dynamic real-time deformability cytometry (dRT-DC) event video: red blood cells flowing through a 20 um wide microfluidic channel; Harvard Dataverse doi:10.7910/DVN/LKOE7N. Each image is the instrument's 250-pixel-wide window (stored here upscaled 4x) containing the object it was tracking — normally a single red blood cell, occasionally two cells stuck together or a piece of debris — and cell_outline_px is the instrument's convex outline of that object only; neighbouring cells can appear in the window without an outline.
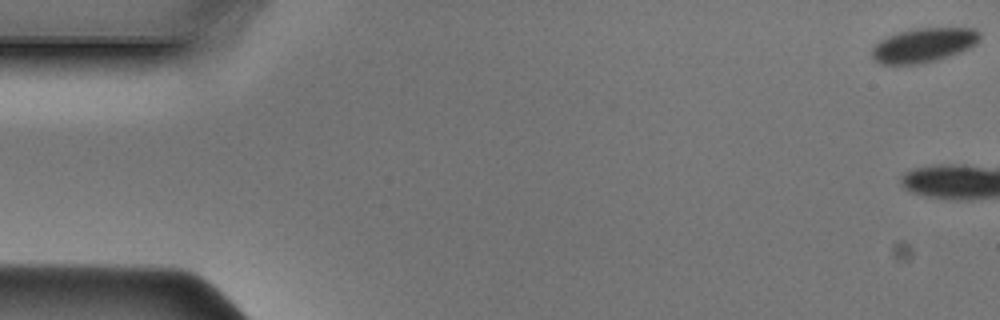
{"species": "Egyptian fruit bat (a non-hibernating species)", "species_latin": "Rousettus aegyptiacus", "temperature_condition": "cold", "stored_images_in_passage": 6, "camera_frame_rate_fps": 3000, "um_per_image_px": 0.085, "animal": {"sex": "male"}, "frame": {"image": 1, "passage_image": 1, "time_ms": 0.0, "image_size_px": [1000, 320], "cell_outline_px": [[980, 36], [976, 44], [960, 52], [948, 56], [916, 64], [880, 64], [872, 56], [872, 48], [880, 40], [896, 32], [916, 28], [972, 28], [980, 32]], "centroid_in_image_um": [78.49, 3.82], "position_along_channel_um": 6.5, "area_um2": 21.27}}